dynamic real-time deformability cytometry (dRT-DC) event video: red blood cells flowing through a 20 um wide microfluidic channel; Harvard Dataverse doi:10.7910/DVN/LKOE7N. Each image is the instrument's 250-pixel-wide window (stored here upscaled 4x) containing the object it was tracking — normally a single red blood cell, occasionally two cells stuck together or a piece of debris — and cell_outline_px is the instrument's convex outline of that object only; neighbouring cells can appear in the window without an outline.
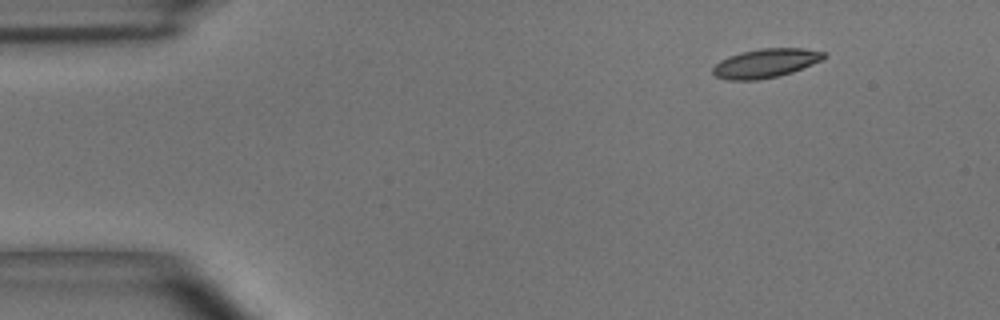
{"species": "common noctule bat (a hibernating species)", "species_latin": "Nyctalus noctula", "temperature_condition": "room temperature", "stored_images_in_passage": 6, "segment_of_instrument_passage": [2, 2], "camera_frame_rate_fps": 3000, "um_per_image_px": 0.085, "animal": {"sex": "male", "body_mass_g": 15.6}, "frame": {"image": 1, "passage_image": 6, "time_ms": 1.667, "image_size_px": [1000, 320], "cell_outline_px": [[828, 56], [812, 64], [792, 72], [780, 76], [756, 80], [728, 80], [716, 76], [712, 72], [712, 68], [720, 60], [728, 56], [740, 52], [760, 48], [804, 48], [824, 52]], "centroid_in_image_um": [65.06, 5.37], "position_along_channel_um": 19.9, "area_um2": 18.79}}